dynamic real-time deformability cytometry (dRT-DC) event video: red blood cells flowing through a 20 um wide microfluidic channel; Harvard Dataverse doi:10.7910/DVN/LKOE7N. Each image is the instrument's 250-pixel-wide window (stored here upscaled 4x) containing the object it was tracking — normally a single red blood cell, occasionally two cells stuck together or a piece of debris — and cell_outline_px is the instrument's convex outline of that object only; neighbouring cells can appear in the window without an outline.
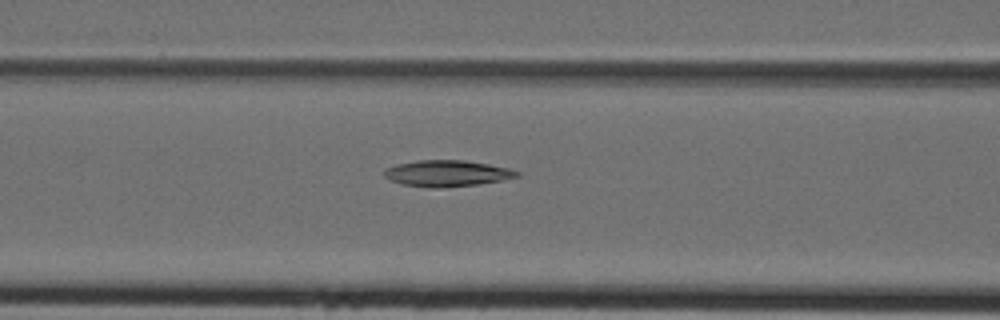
{"species": "Egyptian fruit bat (a non-hibernating species)", "species_latin": "Rousettus aegyptiacus", "temperature_condition": "cold", "stored_images_in_passage": 32, "camera_frame_rate_fps": 3000, "um_per_image_px": 0.085, "animal": {"sex": "female"}, "frame": {"image": 1, "passage_image": 6, "time_ms": 1.667, "image_size_px": [1000, 320], "cell_outline_px": [[520, 176], [480, 184], [440, 188], [428, 188], [400, 184], [388, 180], [384, 176], [384, 168], [396, 164], [416, 160], [464, 160], [488, 164], [508, 168], [520, 172]], "centroid_in_image_um": [37.93, 14.74], "position_along_channel_um": 128.7, "area_um2": 20.52}}
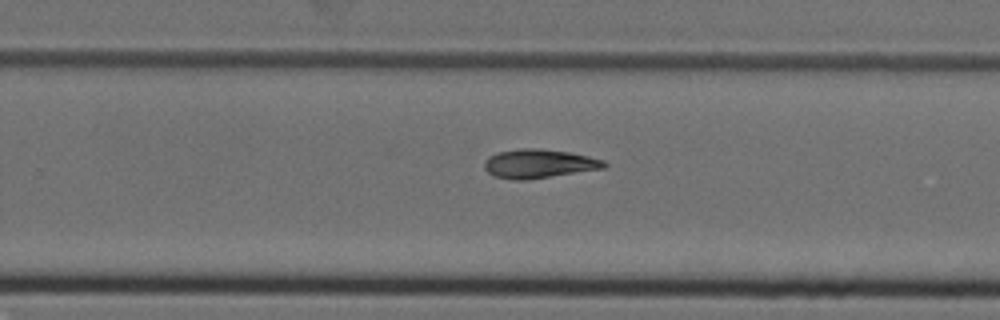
{"frame": {"image": 2, "passage_image": 16, "time_ms": 5.0, "image_size_px": [1000, 320], "cell_outline_px": [[608, 164], [604, 168], [528, 180], [512, 180], [496, 176], [488, 172], [484, 168], [484, 160], [488, 156], [496, 152], [520, 148], [540, 148], [568, 152], [588, 156], [604, 160]], "centroid_in_image_um": [45.78, 13.91], "position_along_channel_um": 284.0, "area_um2": 20.29}}
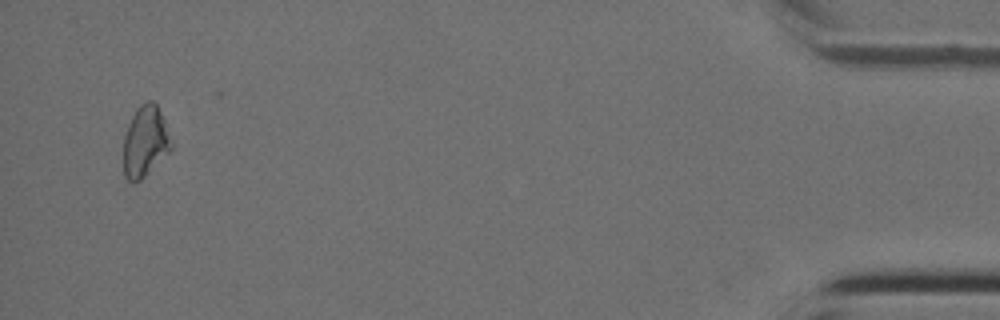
{"frame": {"image": 3, "passage_image": 30, "time_ms": 9.667, "image_size_px": [1000, 320], "cell_outline_px": [[172, 148], [140, 180], [128, 180], [124, 176], [124, 136], [128, 124], [136, 108], [140, 104], [148, 100], [152, 100], [156, 104], [164, 120], [172, 140]], "centroid_in_image_um": [12.34, 11.98], "position_along_channel_um": 422.9, "area_um2": 19.42}}